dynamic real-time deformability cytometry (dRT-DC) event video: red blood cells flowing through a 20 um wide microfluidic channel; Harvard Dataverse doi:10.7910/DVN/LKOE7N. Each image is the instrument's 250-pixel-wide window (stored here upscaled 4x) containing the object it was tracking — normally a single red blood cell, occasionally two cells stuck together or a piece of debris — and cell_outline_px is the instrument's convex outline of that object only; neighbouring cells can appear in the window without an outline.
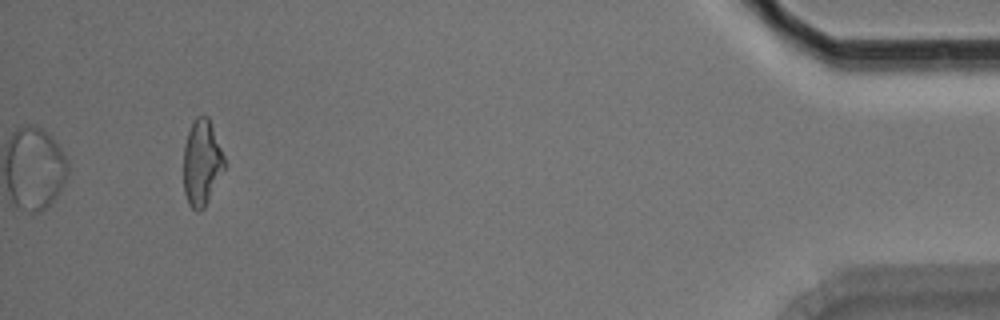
{"species": "Egyptian fruit bat (a non-hibernating species)", "species_latin": "Rousettus aegyptiacus", "temperature_condition": "room temperature", "stored_images_in_passage": 14, "camera_frame_rate_fps": 3000, "um_per_image_px": 0.085, "animal": {"sex": "male"}, "frame": {"image": 1, "passage_image": 14, "time_ms": 4.333, "image_size_px": [1000, 320], "cell_outline_px": [[224, 168], [204, 208], [200, 212], [196, 212], [188, 204], [184, 192], [184, 144], [188, 132], [196, 116], [208, 116], [224, 156]], "centroid_in_image_um": [17.13, 13.85], "position_along_channel_um": 418.1, "area_um2": 20.17}}